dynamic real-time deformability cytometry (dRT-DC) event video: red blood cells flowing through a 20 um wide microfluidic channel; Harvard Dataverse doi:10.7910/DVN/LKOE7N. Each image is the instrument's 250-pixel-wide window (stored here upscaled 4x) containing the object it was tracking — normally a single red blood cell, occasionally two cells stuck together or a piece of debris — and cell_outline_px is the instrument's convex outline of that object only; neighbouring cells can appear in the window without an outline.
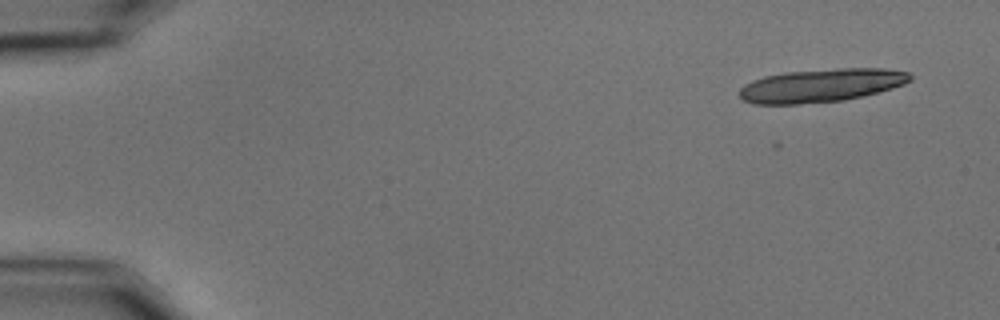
{"species": "common noctule bat (a hibernating species)", "species_latin": "Nyctalus noctula", "temperature_condition": "cold", "stored_images_in_passage": 18, "camera_frame_rate_fps": 3000, "um_per_image_px": 0.085, "animal": {"sex": "male", "body_mass_g": 15.6}, "frame": {"image": 1, "passage_image": 1, "time_ms": 0.0, "image_size_px": [1000, 320], "cell_outline_px": [[912, 80], [904, 84], [892, 88], [844, 100], [796, 104], [756, 104], [740, 100], [740, 88], [744, 84], [752, 80], [764, 76], [784, 72], [836, 68], [884, 68], [908, 72], [912, 76]], "centroid_in_image_um": [69.77, 7.25], "position_along_channel_um": 15.2, "area_um2": 33.18}}